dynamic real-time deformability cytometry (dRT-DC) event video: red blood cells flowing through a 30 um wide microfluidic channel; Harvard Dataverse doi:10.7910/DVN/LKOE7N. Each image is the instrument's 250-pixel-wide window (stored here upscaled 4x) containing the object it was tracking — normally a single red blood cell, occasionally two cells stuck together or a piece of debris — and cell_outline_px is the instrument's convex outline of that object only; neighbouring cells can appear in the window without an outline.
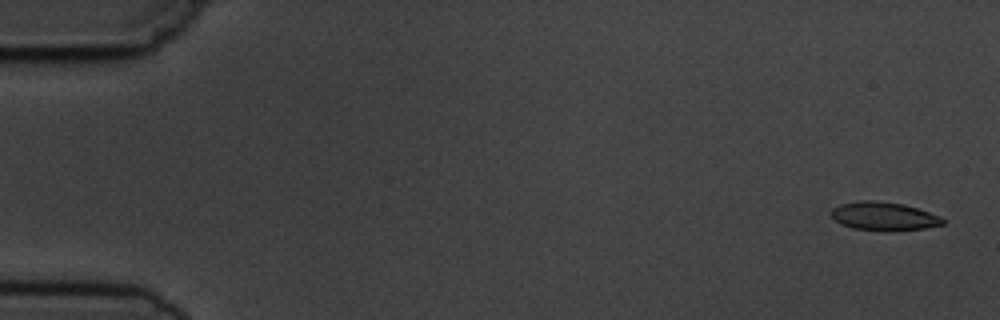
{"species": "common noctule bat (a hibernating species)", "species_latin": "Nyctalus noctula", "temperature_condition": "cold", "stored_images_in_passage": 5, "camera_frame_rate_fps": 3000, "um_per_image_px": 0.085, "animal": {"sex": "male", "body_mass_g": 19.5, "forearm_length_mm": 54.6}, "frame": {"image": 1, "passage_image": 1, "time_ms": 0.0, "image_size_px": [1000, 320], "cell_outline_px": [[944, 224], [924, 228], [888, 232], [884, 232], [852, 228], [840, 224], [832, 216], [832, 208], [840, 204], [860, 200], [876, 200], [904, 204], [940, 216], [944, 220]], "centroid_in_image_um": [75.11, 18.39], "position_along_channel_um": 9.9, "area_um2": 18.67}}
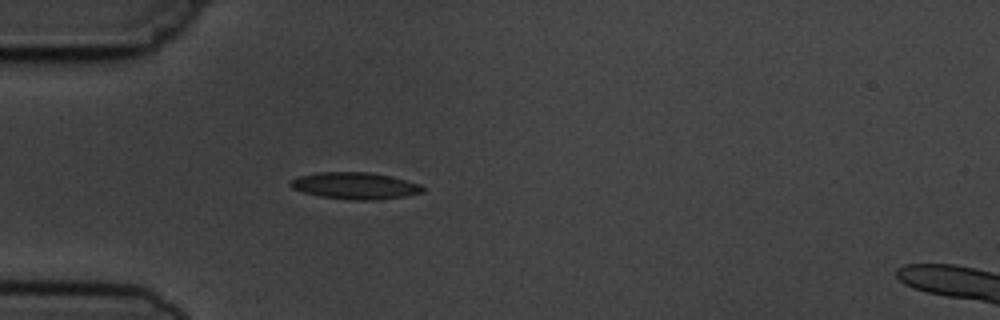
{"frame": {"image": 2, "passage_image": 5, "time_ms": 4.667, "image_size_px": [1000, 320], "cell_outline_px": [[424, 192], [404, 196], [380, 200], [352, 200], [320, 196], [304, 192], [292, 188], [288, 184], [288, 180], [300, 176], [316, 172], [372, 172], [420, 184], [424, 188]], "centroid_in_image_um": [30.15, 15.79], "position_along_channel_um": 54.9, "area_um2": 20.63}}